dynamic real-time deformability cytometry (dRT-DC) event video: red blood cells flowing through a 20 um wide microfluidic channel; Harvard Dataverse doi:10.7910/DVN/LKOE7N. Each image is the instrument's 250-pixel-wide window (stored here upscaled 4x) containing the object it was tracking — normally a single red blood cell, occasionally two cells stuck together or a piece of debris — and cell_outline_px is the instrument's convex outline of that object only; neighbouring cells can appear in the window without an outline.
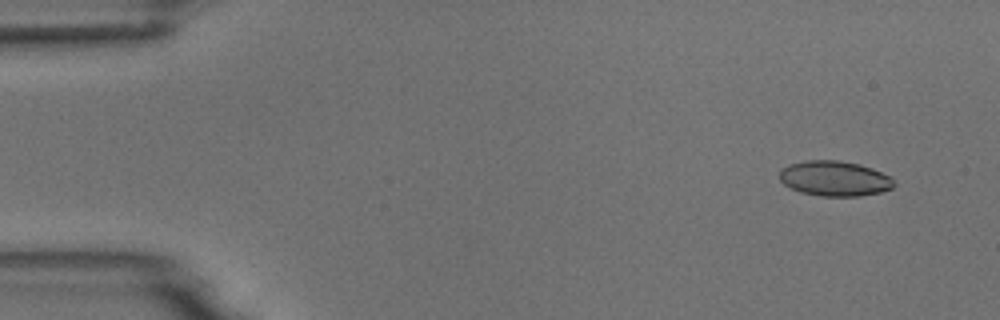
{"species": "common noctule bat (a hibernating species)", "species_latin": "Nyctalus noctula", "temperature_condition": "room temperature", "stored_images_in_passage": 9, "camera_frame_rate_fps": 3000, "um_per_image_px": 0.085, "animal": {"sex": "male", "body_mass_g": 18.8}, "frame": {"image": 1, "passage_image": 2, "time_ms": 1.0, "image_size_px": [1000, 320], "cell_outline_px": [[896, 184], [892, 188], [880, 192], [860, 196], [820, 196], [800, 192], [784, 184], [780, 180], [780, 172], [788, 164], [808, 160], [836, 160], [860, 164], [872, 168], [888, 176]], "centroid_in_image_um": [70.94, 15.17], "position_along_channel_um": 14.1, "area_um2": 23.29}}
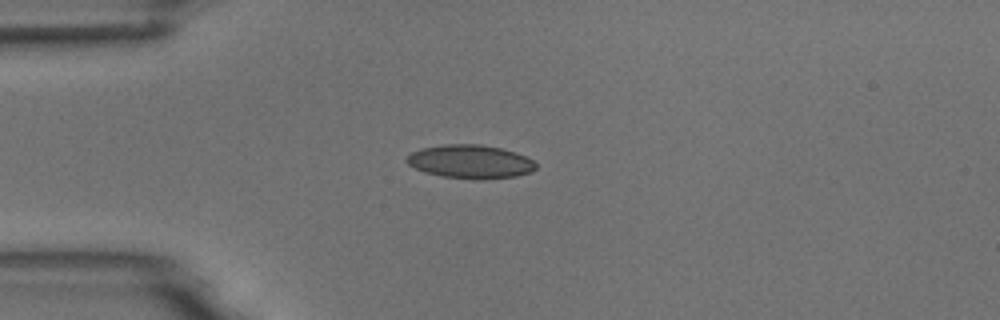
{"frame": {"image": 2, "passage_image": 4, "time_ms": 4.333, "image_size_px": [1000, 320], "cell_outline_px": [[536, 168], [532, 172], [516, 176], [476, 180], [472, 180], [444, 176], [424, 172], [408, 164], [404, 160], [412, 152], [424, 148], [444, 144], [480, 144], [500, 148], [516, 152], [532, 160], [536, 164]], "centroid_in_image_um": [39.99, 13.74], "position_along_channel_um": 45.0, "area_um2": 25.2}}
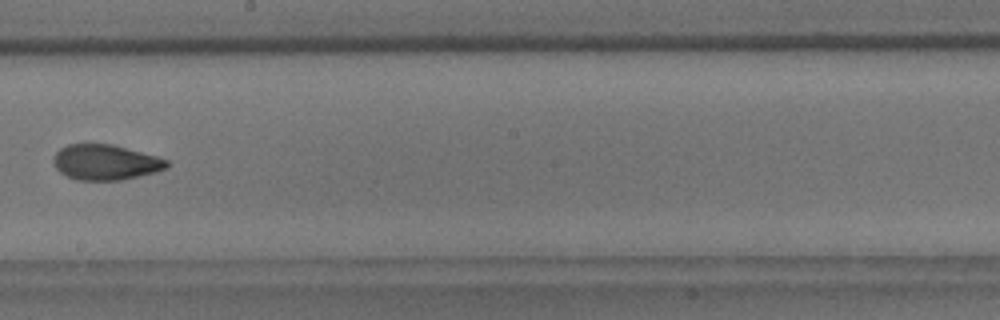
{"frame": {"image": 3, "passage_image": 9, "time_ms": 10.0, "image_size_px": [1000, 320], "cell_outline_px": [[168, 168], [156, 172], [120, 180], [76, 180], [60, 172], [56, 168], [52, 160], [56, 152], [60, 148], [68, 144], [112, 144], [156, 156], [168, 160]], "centroid_in_image_um": [8.95, 13.79], "position_along_channel_um": 239.2, "area_um2": 23.29}}